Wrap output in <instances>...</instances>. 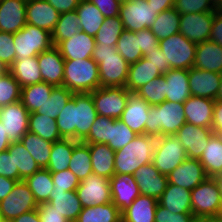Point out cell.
<instances>
[{
	"label": "cell",
	"instance_id": "49",
	"mask_svg": "<svg viewBox=\"0 0 222 222\" xmlns=\"http://www.w3.org/2000/svg\"><path fill=\"white\" fill-rule=\"evenodd\" d=\"M124 30L123 23L119 16L105 18L95 36L96 45L116 46Z\"/></svg>",
	"mask_w": 222,
	"mask_h": 222
},
{
	"label": "cell",
	"instance_id": "29",
	"mask_svg": "<svg viewBox=\"0 0 222 222\" xmlns=\"http://www.w3.org/2000/svg\"><path fill=\"white\" fill-rule=\"evenodd\" d=\"M158 204L174 214H192L191 190L168 183Z\"/></svg>",
	"mask_w": 222,
	"mask_h": 222
},
{
	"label": "cell",
	"instance_id": "23",
	"mask_svg": "<svg viewBox=\"0 0 222 222\" xmlns=\"http://www.w3.org/2000/svg\"><path fill=\"white\" fill-rule=\"evenodd\" d=\"M43 82L53 86H63L64 58L56 46L37 56Z\"/></svg>",
	"mask_w": 222,
	"mask_h": 222
},
{
	"label": "cell",
	"instance_id": "9",
	"mask_svg": "<svg viewBox=\"0 0 222 222\" xmlns=\"http://www.w3.org/2000/svg\"><path fill=\"white\" fill-rule=\"evenodd\" d=\"M186 158L182 143L174 135L157 138L152 163L160 173L168 176Z\"/></svg>",
	"mask_w": 222,
	"mask_h": 222
},
{
	"label": "cell",
	"instance_id": "77",
	"mask_svg": "<svg viewBox=\"0 0 222 222\" xmlns=\"http://www.w3.org/2000/svg\"><path fill=\"white\" fill-rule=\"evenodd\" d=\"M218 10L222 11V5L218 8Z\"/></svg>",
	"mask_w": 222,
	"mask_h": 222
},
{
	"label": "cell",
	"instance_id": "37",
	"mask_svg": "<svg viewBox=\"0 0 222 222\" xmlns=\"http://www.w3.org/2000/svg\"><path fill=\"white\" fill-rule=\"evenodd\" d=\"M76 12L81 21L80 31L95 37L105 20L100 10L88 0H81Z\"/></svg>",
	"mask_w": 222,
	"mask_h": 222
},
{
	"label": "cell",
	"instance_id": "4",
	"mask_svg": "<svg viewBox=\"0 0 222 222\" xmlns=\"http://www.w3.org/2000/svg\"><path fill=\"white\" fill-rule=\"evenodd\" d=\"M156 141V137L142 134L115 151V174L133 175L140 166L152 163Z\"/></svg>",
	"mask_w": 222,
	"mask_h": 222
},
{
	"label": "cell",
	"instance_id": "52",
	"mask_svg": "<svg viewBox=\"0 0 222 222\" xmlns=\"http://www.w3.org/2000/svg\"><path fill=\"white\" fill-rule=\"evenodd\" d=\"M21 99V86L7 70L0 75V107L16 103Z\"/></svg>",
	"mask_w": 222,
	"mask_h": 222
},
{
	"label": "cell",
	"instance_id": "6",
	"mask_svg": "<svg viewBox=\"0 0 222 222\" xmlns=\"http://www.w3.org/2000/svg\"><path fill=\"white\" fill-rule=\"evenodd\" d=\"M191 208L195 218L220 216L222 196L213 177H207L191 190Z\"/></svg>",
	"mask_w": 222,
	"mask_h": 222
},
{
	"label": "cell",
	"instance_id": "32",
	"mask_svg": "<svg viewBox=\"0 0 222 222\" xmlns=\"http://www.w3.org/2000/svg\"><path fill=\"white\" fill-rule=\"evenodd\" d=\"M48 203L69 222H75L83 208L76 190H52Z\"/></svg>",
	"mask_w": 222,
	"mask_h": 222
},
{
	"label": "cell",
	"instance_id": "1",
	"mask_svg": "<svg viewBox=\"0 0 222 222\" xmlns=\"http://www.w3.org/2000/svg\"><path fill=\"white\" fill-rule=\"evenodd\" d=\"M97 118L90 93L73 94L56 118L59 133L64 139L83 141Z\"/></svg>",
	"mask_w": 222,
	"mask_h": 222
},
{
	"label": "cell",
	"instance_id": "59",
	"mask_svg": "<svg viewBox=\"0 0 222 222\" xmlns=\"http://www.w3.org/2000/svg\"><path fill=\"white\" fill-rule=\"evenodd\" d=\"M0 176L20 181L19 172L14 171L13 155H10L7 150L0 152Z\"/></svg>",
	"mask_w": 222,
	"mask_h": 222
},
{
	"label": "cell",
	"instance_id": "17",
	"mask_svg": "<svg viewBox=\"0 0 222 222\" xmlns=\"http://www.w3.org/2000/svg\"><path fill=\"white\" fill-rule=\"evenodd\" d=\"M139 187L140 194L158 200L168 185L166 175L160 173L153 163L140 166L133 174Z\"/></svg>",
	"mask_w": 222,
	"mask_h": 222
},
{
	"label": "cell",
	"instance_id": "25",
	"mask_svg": "<svg viewBox=\"0 0 222 222\" xmlns=\"http://www.w3.org/2000/svg\"><path fill=\"white\" fill-rule=\"evenodd\" d=\"M56 47L65 60H82L92 58L96 42L95 37L80 31L71 38L59 42Z\"/></svg>",
	"mask_w": 222,
	"mask_h": 222
},
{
	"label": "cell",
	"instance_id": "66",
	"mask_svg": "<svg viewBox=\"0 0 222 222\" xmlns=\"http://www.w3.org/2000/svg\"><path fill=\"white\" fill-rule=\"evenodd\" d=\"M16 182V180L0 176V201L12 191Z\"/></svg>",
	"mask_w": 222,
	"mask_h": 222
},
{
	"label": "cell",
	"instance_id": "73",
	"mask_svg": "<svg viewBox=\"0 0 222 222\" xmlns=\"http://www.w3.org/2000/svg\"><path fill=\"white\" fill-rule=\"evenodd\" d=\"M211 2L217 9L222 5V0H211Z\"/></svg>",
	"mask_w": 222,
	"mask_h": 222
},
{
	"label": "cell",
	"instance_id": "2",
	"mask_svg": "<svg viewBox=\"0 0 222 222\" xmlns=\"http://www.w3.org/2000/svg\"><path fill=\"white\" fill-rule=\"evenodd\" d=\"M186 123L183 103L164 101L150 106L145 134L153 137L175 135Z\"/></svg>",
	"mask_w": 222,
	"mask_h": 222
},
{
	"label": "cell",
	"instance_id": "38",
	"mask_svg": "<svg viewBox=\"0 0 222 222\" xmlns=\"http://www.w3.org/2000/svg\"><path fill=\"white\" fill-rule=\"evenodd\" d=\"M7 151L13 155L14 171L19 172L20 181L25 180L40 169V166L20 141L11 142Z\"/></svg>",
	"mask_w": 222,
	"mask_h": 222
},
{
	"label": "cell",
	"instance_id": "50",
	"mask_svg": "<svg viewBox=\"0 0 222 222\" xmlns=\"http://www.w3.org/2000/svg\"><path fill=\"white\" fill-rule=\"evenodd\" d=\"M137 136L138 134L131 130L120 119H113L110 126L109 143L107 145L112 150L117 151L122 149Z\"/></svg>",
	"mask_w": 222,
	"mask_h": 222
},
{
	"label": "cell",
	"instance_id": "67",
	"mask_svg": "<svg viewBox=\"0 0 222 222\" xmlns=\"http://www.w3.org/2000/svg\"><path fill=\"white\" fill-rule=\"evenodd\" d=\"M147 2L158 14L174 7V0H147Z\"/></svg>",
	"mask_w": 222,
	"mask_h": 222
},
{
	"label": "cell",
	"instance_id": "57",
	"mask_svg": "<svg viewBox=\"0 0 222 222\" xmlns=\"http://www.w3.org/2000/svg\"><path fill=\"white\" fill-rule=\"evenodd\" d=\"M193 214H174L161 205L157 204L155 222H194Z\"/></svg>",
	"mask_w": 222,
	"mask_h": 222
},
{
	"label": "cell",
	"instance_id": "48",
	"mask_svg": "<svg viewBox=\"0 0 222 222\" xmlns=\"http://www.w3.org/2000/svg\"><path fill=\"white\" fill-rule=\"evenodd\" d=\"M116 49L128 64L137 62L143 57L139 37H136L135 32L124 30L117 41Z\"/></svg>",
	"mask_w": 222,
	"mask_h": 222
},
{
	"label": "cell",
	"instance_id": "24",
	"mask_svg": "<svg viewBox=\"0 0 222 222\" xmlns=\"http://www.w3.org/2000/svg\"><path fill=\"white\" fill-rule=\"evenodd\" d=\"M191 96L217 99L220 86V73L192 67L188 70Z\"/></svg>",
	"mask_w": 222,
	"mask_h": 222
},
{
	"label": "cell",
	"instance_id": "71",
	"mask_svg": "<svg viewBox=\"0 0 222 222\" xmlns=\"http://www.w3.org/2000/svg\"><path fill=\"white\" fill-rule=\"evenodd\" d=\"M213 179L216 181L218 189L222 196V173L215 175Z\"/></svg>",
	"mask_w": 222,
	"mask_h": 222
},
{
	"label": "cell",
	"instance_id": "74",
	"mask_svg": "<svg viewBox=\"0 0 222 222\" xmlns=\"http://www.w3.org/2000/svg\"><path fill=\"white\" fill-rule=\"evenodd\" d=\"M8 69L0 61V75L5 73Z\"/></svg>",
	"mask_w": 222,
	"mask_h": 222
},
{
	"label": "cell",
	"instance_id": "7",
	"mask_svg": "<svg viewBox=\"0 0 222 222\" xmlns=\"http://www.w3.org/2000/svg\"><path fill=\"white\" fill-rule=\"evenodd\" d=\"M13 40L15 60L38 56L53 46L52 34L49 31L29 24L13 34Z\"/></svg>",
	"mask_w": 222,
	"mask_h": 222
},
{
	"label": "cell",
	"instance_id": "64",
	"mask_svg": "<svg viewBox=\"0 0 222 222\" xmlns=\"http://www.w3.org/2000/svg\"><path fill=\"white\" fill-rule=\"evenodd\" d=\"M46 1L50 3L60 14H62L76 10L81 0H46Z\"/></svg>",
	"mask_w": 222,
	"mask_h": 222
},
{
	"label": "cell",
	"instance_id": "34",
	"mask_svg": "<svg viewBox=\"0 0 222 222\" xmlns=\"http://www.w3.org/2000/svg\"><path fill=\"white\" fill-rule=\"evenodd\" d=\"M8 71L21 88L43 82L37 56L15 60Z\"/></svg>",
	"mask_w": 222,
	"mask_h": 222
},
{
	"label": "cell",
	"instance_id": "14",
	"mask_svg": "<svg viewBox=\"0 0 222 222\" xmlns=\"http://www.w3.org/2000/svg\"><path fill=\"white\" fill-rule=\"evenodd\" d=\"M29 116L21 101L0 107V121L11 142L20 141L28 132Z\"/></svg>",
	"mask_w": 222,
	"mask_h": 222
},
{
	"label": "cell",
	"instance_id": "44",
	"mask_svg": "<svg viewBox=\"0 0 222 222\" xmlns=\"http://www.w3.org/2000/svg\"><path fill=\"white\" fill-rule=\"evenodd\" d=\"M179 28L180 13L174 8L159 13L150 27L159 41L179 33Z\"/></svg>",
	"mask_w": 222,
	"mask_h": 222
},
{
	"label": "cell",
	"instance_id": "47",
	"mask_svg": "<svg viewBox=\"0 0 222 222\" xmlns=\"http://www.w3.org/2000/svg\"><path fill=\"white\" fill-rule=\"evenodd\" d=\"M73 94L72 91L64 86H56L53 88L48 101L35 112L56 119Z\"/></svg>",
	"mask_w": 222,
	"mask_h": 222
},
{
	"label": "cell",
	"instance_id": "51",
	"mask_svg": "<svg viewBox=\"0 0 222 222\" xmlns=\"http://www.w3.org/2000/svg\"><path fill=\"white\" fill-rule=\"evenodd\" d=\"M135 93L151 106L161 104L166 101L165 78L163 75L156 77Z\"/></svg>",
	"mask_w": 222,
	"mask_h": 222
},
{
	"label": "cell",
	"instance_id": "69",
	"mask_svg": "<svg viewBox=\"0 0 222 222\" xmlns=\"http://www.w3.org/2000/svg\"><path fill=\"white\" fill-rule=\"evenodd\" d=\"M11 144V141L7 137L3 123L0 121V152L6 151Z\"/></svg>",
	"mask_w": 222,
	"mask_h": 222
},
{
	"label": "cell",
	"instance_id": "68",
	"mask_svg": "<svg viewBox=\"0 0 222 222\" xmlns=\"http://www.w3.org/2000/svg\"><path fill=\"white\" fill-rule=\"evenodd\" d=\"M10 222H41L37 209L23 213Z\"/></svg>",
	"mask_w": 222,
	"mask_h": 222
},
{
	"label": "cell",
	"instance_id": "15",
	"mask_svg": "<svg viewBox=\"0 0 222 222\" xmlns=\"http://www.w3.org/2000/svg\"><path fill=\"white\" fill-rule=\"evenodd\" d=\"M213 19L214 12L180 14L179 33L195 44L207 41Z\"/></svg>",
	"mask_w": 222,
	"mask_h": 222
},
{
	"label": "cell",
	"instance_id": "42",
	"mask_svg": "<svg viewBox=\"0 0 222 222\" xmlns=\"http://www.w3.org/2000/svg\"><path fill=\"white\" fill-rule=\"evenodd\" d=\"M28 131L52 143L63 139L59 133L56 119L36 112L30 113Z\"/></svg>",
	"mask_w": 222,
	"mask_h": 222
},
{
	"label": "cell",
	"instance_id": "45",
	"mask_svg": "<svg viewBox=\"0 0 222 222\" xmlns=\"http://www.w3.org/2000/svg\"><path fill=\"white\" fill-rule=\"evenodd\" d=\"M68 169L79 179V181L86 179L91 173H93L89 144L79 141L74 146Z\"/></svg>",
	"mask_w": 222,
	"mask_h": 222
},
{
	"label": "cell",
	"instance_id": "26",
	"mask_svg": "<svg viewBox=\"0 0 222 222\" xmlns=\"http://www.w3.org/2000/svg\"><path fill=\"white\" fill-rule=\"evenodd\" d=\"M150 104L136 93H130L128 103L119 118L136 134H145V123L148 119Z\"/></svg>",
	"mask_w": 222,
	"mask_h": 222
},
{
	"label": "cell",
	"instance_id": "8",
	"mask_svg": "<svg viewBox=\"0 0 222 222\" xmlns=\"http://www.w3.org/2000/svg\"><path fill=\"white\" fill-rule=\"evenodd\" d=\"M197 44L189 41L181 33L159 41V48L165 54V63L171 69L189 70L193 67Z\"/></svg>",
	"mask_w": 222,
	"mask_h": 222
},
{
	"label": "cell",
	"instance_id": "33",
	"mask_svg": "<svg viewBox=\"0 0 222 222\" xmlns=\"http://www.w3.org/2000/svg\"><path fill=\"white\" fill-rule=\"evenodd\" d=\"M158 201L153 197L139 195L121 215L124 222H155Z\"/></svg>",
	"mask_w": 222,
	"mask_h": 222
},
{
	"label": "cell",
	"instance_id": "22",
	"mask_svg": "<svg viewBox=\"0 0 222 222\" xmlns=\"http://www.w3.org/2000/svg\"><path fill=\"white\" fill-rule=\"evenodd\" d=\"M215 100L190 96L184 103L186 123L212 129Z\"/></svg>",
	"mask_w": 222,
	"mask_h": 222
},
{
	"label": "cell",
	"instance_id": "27",
	"mask_svg": "<svg viewBox=\"0 0 222 222\" xmlns=\"http://www.w3.org/2000/svg\"><path fill=\"white\" fill-rule=\"evenodd\" d=\"M165 78L166 101L184 103L190 96L189 74L185 69H170Z\"/></svg>",
	"mask_w": 222,
	"mask_h": 222
},
{
	"label": "cell",
	"instance_id": "43",
	"mask_svg": "<svg viewBox=\"0 0 222 222\" xmlns=\"http://www.w3.org/2000/svg\"><path fill=\"white\" fill-rule=\"evenodd\" d=\"M26 150L34 158L40 168H46L49 163L52 142L42 139L37 134L27 132L20 140Z\"/></svg>",
	"mask_w": 222,
	"mask_h": 222
},
{
	"label": "cell",
	"instance_id": "58",
	"mask_svg": "<svg viewBox=\"0 0 222 222\" xmlns=\"http://www.w3.org/2000/svg\"><path fill=\"white\" fill-rule=\"evenodd\" d=\"M135 34L136 37H139L140 48L142 50L143 56L146 53H150L153 50H157L159 48V40L152 33L151 29L136 31Z\"/></svg>",
	"mask_w": 222,
	"mask_h": 222
},
{
	"label": "cell",
	"instance_id": "20",
	"mask_svg": "<svg viewBox=\"0 0 222 222\" xmlns=\"http://www.w3.org/2000/svg\"><path fill=\"white\" fill-rule=\"evenodd\" d=\"M60 13L46 0H27L26 23L52 33Z\"/></svg>",
	"mask_w": 222,
	"mask_h": 222
},
{
	"label": "cell",
	"instance_id": "35",
	"mask_svg": "<svg viewBox=\"0 0 222 222\" xmlns=\"http://www.w3.org/2000/svg\"><path fill=\"white\" fill-rule=\"evenodd\" d=\"M198 160L208 177L222 173V135L214 133L210 137L208 145Z\"/></svg>",
	"mask_w": 222,
	"mask_h": 222
},
{
	"label": "cell",
	"instance_id": "55",
	"mask_svg": "<svg viewBox=\"0 0 222 222\" xmlns=\"http://www.w3.org/2000/svg\"><path fill=\"white\" fill-rule=\"evenodd\" d=\"M15 57L13 34L0 32V61L8 69L15 61Z\"/></svg>",
	"mask_w": 222,
	"mask_h": 222
},
{
	"label": "cell",
	"instance_id": "10",
	"mask_svg": "<svg viewBox=\"0 0 222 222\" xmlns=\"http://www.w3.org/2000/svg\"><path fill=\"white\" fill-rule=\"evenodd\" d=\"M90 94L97 115L119 119L128 103L130 92L125 87H99Z\"/></svg>",
	"mask_w": 222,
	"mask_h": 222
},
{
	"label": "cell",
	"instance_id": "31",
	"mask_svg": "<svg viewBox=\"0 0 222 222\" xmlns=\"http://www.w3.org/2000/svg\"><path fill=\"white\" fill-rule=\"evenodd\" d=\"M92 171L96 175L110 179L115 175V151L107 144H89Z\"/></svg>",
	"mask_w": 222,
	"mask_h": 222
},
{
	"label": "cell",
	"instance_id": "11",
	"mask_svg": "<svg viewBox=\"0 0 222 222\" xmlns=\"http://www.w3.org/2000/svg\"><path fill=\"white\" fill-rule=\"evenodd\" d=\"M37 207L38 203L24 180L16 182L12 191L0 201V212L5 222H10Z\"/></svg>",
	"mask_w": 222,
	"mask_h": 222
},
{
	"label": "cell",
	"instance_id": "18",
	"mask_svg": "<svg viewBox=\"0 0 222 222\" xmlns=\"http://www.w3.org/2000/svg\"><path fill=\"white\" fill-rule=\"evenodd\" d=\"M207 177L203 165L198 159L186 158L168 174L167 179L170 184L193 190Z\"/></svg>",
	"mask_w": 222,
	"mask_h": 222
},
{
	"label": "cell",
	"instance_id": "61",
	"mask_svg": "<svg viewBox=\"0 0 222 222\" xmlns=\"http://www.w3.org/2000/svg\"><path fill=\"white\" fill-rule=\"evenodd\" d=\"M93 3L105 18L119 16L121 3L117 0H88Z\"/></svg>",
	"mask_w": 222,
	"mask_h": 222
},
{
	"label": "cell",
	"instance_id": "65",
	"mask_svg": "<svg viewBox=\"0 0 222 222\" xmlns=\"http://www.w3.org/2000/svg\"><path fill=\"white\" fill-rule=\"evenodd\" d=\"M212 131L222 135V101L215 100Z\"/></svg>",
	"mask_w": 222,
	"mask_h": 222
},
{
	"label": "cell",
	"instance_id": "40",
	"mask_svg": "<svg viewBox=\"0 0 222 222\" xmlns=\"http://www.w3.org/2000/svg\"><path fill=\"white\" fill-rule=\"evenodd\" d=\"M24 182L28 185L38 204L49 202L54 184L51 172L47 168H40L33 175L27 177Z\"/></svg>",
	"mask_w": 222,
	"mask_h": 222
},
{
	"label": "cell",
	"instance_id": "19",
	"mask_svg": "<svg viewBox=\"0 0 222 222\" xmlns=\"http://www.w3.org/2000/svg\"><path fill=\"white\" fill-rule=\"evenodd\" d=\"M109 182L112 203L122 213L140 195L139 187L131 174H115Z\"/></svg>",
	"mask_w": 222,
	"mask_h": 222
},
{
	"label": "cell",
	"instance_id": "36",
	"mask_svg": "<svg viewBox=\"0 0 222 222\" xmlns=\"http://www.w3.org/2000/svg\"><path fill=\"white\" fill-rule=\"evenodd\" d=\"M79 141L74 139H61L52 144L51 154L48 166L46 167L51 173L64 171L68 169L71 161L74 146Z\"/></svg>",
	"mask_w": 222,
	"mask_h": 222
},
{
	"label": "cell",
	"instance_id": "21",
	"mask_svg": "<svg viewBox=\"0 0 222 222\" xmlns=\"http://www.w3.org/2000/svg\"><path fill=\"white\" fill-rule=\"evenodd\" d=\"M27 0H0V32L15 34L26 23Z\"/></svg>",
	"mask_w": 222,
	"mask_h": 222
},
{
	"label": "cell",
	"instance_id": "75",
	"mask_svg": "<svg viewBox=\"0 0 222 222\" xmlns=\"http://www.w3.org/2000/svg\"><path fill=\"white\" fill-rule=\"evenodd\" d=\"M0 222H5L3 216L1 215V212H0Z\"/></svg>",
	"mask_w": 222,
	"mask_h": 222
},
{
	"label": "cell",
	"instance_id": "76",
	"mask_svg": "<svg viewBox=\"0 0 222 222\" xmlns=\"http://www.w3.org/2000/svg\"><path fill=\"white\" fill-rule=\"evenodd\" d=\"M117 1H119L120 3H124V2H128L130 0H117Z\"/></svg>",
	"mask_w": 222,
	"mask_h": 222
},
{
	"label": "cell",
	"instance_id": "28",
	"mask_svg": "<svg viewBox=\"0 0 222 222\" xmlns=\"http://www.w3.org/2000/svg\"><path fill=\"white\" fill-rule=\"evenodd\" d=\"M193 67L222 73V46L211 40L197 44Z\"/></svg>",
	"mask_w": 222,
	"mask_h": 222
},
{
	"label": "cell",
	"instance_id": "5",
	"mask_svg": "<svg viewBox=\"0 0 222 222\" xmlns=\"http://www.w3.org/2000/svg\"><path fill=\"white\" fill-rule=\"evenodd\" d=\"M63 86L74 94L90 93L98 89V64L92 58L64 60Z\"/></svg>",
	"mask_w": 222,
	"mask_h": 222
},
{
	"label": "cell",
	"instance_id": "16",
	"mask_svg": "<svg viewBox=\"0 0 222 222\" xmlns=\"http://www.w3.org/2000/svg\"><path fill=\"white\" fill-rule=\"evenodd\" d=\"M213 134L210 128L185 123L174 136L182 143L187 158L199 159Z\"/></svg>",
	"mask_w": 222,
	"mask_h": 222
},
{
	"label": "cell",
	"instance_id": "54",
	"mask_svg": "<svg viewBox=\"0 0 222 222\" xmlns=\"http://www.w3.org/2000/svg\"><path fill=\"white\" fill-rule=\"evenodd\" d=\"M173 8L180 14L214 12L217 10L211 0H174Z\"/></svg>",
	"mask_w": 222,
	"mask_h": 222
},
{
	"label": "cell",
	"instance_id": "56",
	"mask_svg": "<svg viewBox=\"0 0 222 222\" xmlns=\"http://www.w3.org/2000/svg\"><path fill=\"white\" fill-rule=\"evenodd\" d=\"M54 188L53 190L72 191L79 186V179L69 170L51 173Z\"/></svg>",
	"mask_w": 222,
	"mask_h": 222
},
{
	"label": "cell",
	"instance_id": "63",
	"mask_svg": "<svg viewBox=\"0 0 222 222\" xmlns=\"http://www.w3.org/2000/svg\"><path fill=\"white\" fill-rule=\"evenodd\" d=\"M209 40L222 46V11H214V19Z\"/></svg>",
	"mask_w": 222,
	"mask_h": 222
},
{
	"label": "cell",
	"instance_id": "30",
	"mask_svg": "<svg viewBox=\"0 0 222 222\" xmlns=\"http://www.w3.org/2000/svg\"><path fill=\"white\" fill-rule=\"evenodd\" d=\"M163 75L157 67L142 57L137 62L129 64L128 77L125 88L135 93L143 85Z\"/></svg>",
	"mask_w": 222,
	"mask_h": 222
},
{
	"label": "cell",
	"instance_id": "13",
	"mask_svg": "<svg viewBox=\"0 0 222 222\" xmlns=\"http://www.w3.org/2000/svg\"><path fill=\"white\" fill-rule=\"evenodd\" d=\"M76 192L83 208L112 202L109 179L95 173L80 181Z\"/></svg>",
	"mask_w": 222,
	"mask_h": 222
},
{
	"label": "cell",
	"instance_id": "70",
	"mask_svg": "<svg viewBox=\"0 0 222 222\" xmlns=\"http://www.w3.org/2000/svg\"><path fill=\"white\" fill-rule=\"evenodd\" d=\"M194 222H222V216L195 218Z\"/></svg>",
	"mask_w": 222,
	"mask_h": 222
},
{
	"label": "cell",
	"instance_id": "39",
	"mask_svg": "<svg viewBox=\"0 0 222 222\" xmlns=\"http://www.w3.org/2000/svg\"><path fill=\"white\" fill-rule=\"evenodd\" d=\"M54 87L46 82L25 86L21 88L20 101L29 113L35 112L48 101Z\"/></svg>",
	"mask_w": 222,
	"mask_h": 222
},
{
	"label": "cell",
	"instance_id": "3",
	"mask_svg": "<svg viewBox=\"0 0 222 222\" xmlns=\"http://www.w3.org/2000/svg\"><path fill=\"white\" fill-rule=\"evenodd\" d=\"M92 59L98 64L100 87H125L129 64L116 46L96 45Z\"/></svg>",
	"mask_w": 222,
	"mask_h": 222
},
{
	"label": "cell",
	"instance_id": "60",
	"mask_svg": "<svg viewBox=\"0 0 222 222\" xmlns=\"http://www.w3.org/2000/svg\"><path fill=\"white\" fill-rule=\"evenodd\" d=\"M37 211L41 222H69L48 202L38 204Z\"/></svg>",
	"mask_w": 222,
	"mask_h": 222
},
{
	"label": "cell",
	"instance_id": "72",
	"mask_svg": "<svg viewBox=\"0 0 222 222\" xmlns=\"http://www.w3.org/2000/svg\"><path fill=\"white\" fill-rule=\"evenodd\" d=\"M221 79H220V86L218 89V95L216 100L222 101V73H220Z\"/></svg>",
	"mask_w": 222,
	"mask_h": 222
},
{
	"label": "cell",
	"instance_id": "12",
	"mask_svg": "<svg viewBox=\"0 0 222 222\" xmlns=\"http://www.w3.org/2000/svg\"><path fill=\"white\" fill-rule=\"evenodd\" d=\"M157 16L158 13L147 0H130L120 5L119 17L124 29L131 32L150 29Z\"/></svg>",
	"mask_w": 222,
	"mask_h": 222
},
{
	"label": "cell",
	"instance_id": "41",
	"mask_svg": "<svg viewBox=\"0 0 222 222\" xmlns=\"http://www.w3.org/2000/svg\"><path fill=\"white\" fill-rule=\"evenodd\" d=\"M120 210L112 203L82 208L75 222H119Z\"/></svg>",
	"mask_w": 222,
	"mask_h": 222
},
{
	"label": "cell",
	"instance_id": "53",
	"mask_svg": "<svg viewBox=\"0 0 222 222\" xmlns=\"http://www.w3.org/2000/svg\"><path fill=\"white\" fill-rule=\"evenodd\" d=\"M112 118L97 115L88 136L82 141L86 144H108Z\"/></svg>",
	"mask_w": 222,
	"mask_h": 222
},
{
	"label": "cell",
	"instance_id": "62",
	"mask_svg": "<svg viewBox=\"0 0 222 222\" xmlns=\"http://www.w3.org/2000/svg\"><path fill=\"white\" fill-rule=\"evenodd\" d=\"M164 55L165 54L160 50V48H158L157 50H153L150 53H146L143 57L146 58V60L152 63L155 67H157L162 74H165L171 68L168 63H165Z\"/></svg>",
	"mask_w": 222,
	"mask_h": 222
},
{
	"label": "cell",
	"instance_id": "46",
	"mask_svg": "<svg viewBox=\"0 0 222 222\" xmlns=\"http://www.w3.org/2000/svg\"><path fill=\"white\" fill-rule=\"evenodd\" d=\"M81 21L76 10L62 13L52 34L53 46L80 32Z\"/></svg>",
	"mask_w": 222,
	"mask_h": 222
}]
</instances>
